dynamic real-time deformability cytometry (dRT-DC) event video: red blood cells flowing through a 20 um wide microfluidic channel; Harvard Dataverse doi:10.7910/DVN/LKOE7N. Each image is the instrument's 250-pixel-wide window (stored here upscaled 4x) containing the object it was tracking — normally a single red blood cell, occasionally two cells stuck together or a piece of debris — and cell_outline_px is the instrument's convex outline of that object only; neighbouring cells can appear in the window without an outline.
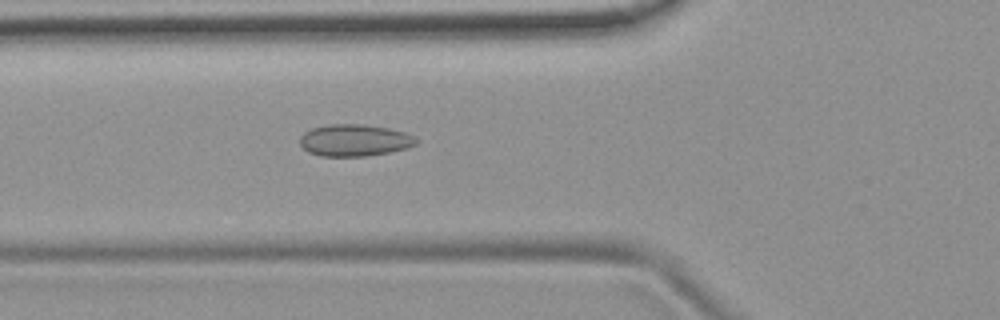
{"species": "common noctule bat (a hibernating species)", "species_latin": "Nyctalus noctula", "temperature_condition": "room temperature", "stored_images_in_passage": 35, "camera_frame_rate_fps": 3000, "um_per_image_px": 0.085, "animal": {"sex": "female", "body_mass_g": 19.9}, "frame": {"image": 1, "passage_image": 3, "time_ms": 0.667, "image_size_px": [1000, 320], "cell_outline_px": [[420, 140], [416, 144], [404, 148], [388, 152], [364, 156], [320, 156], [308, 152], [300, 144], [300, 136], [304, 132], [312, 128], [328, 124], [360, 124], [388, 128], [404, 132]], "centroid_in_image_um": [30.1, 11.92], "position_along_channel_um": 95.7, "area_um2": 21.44}}
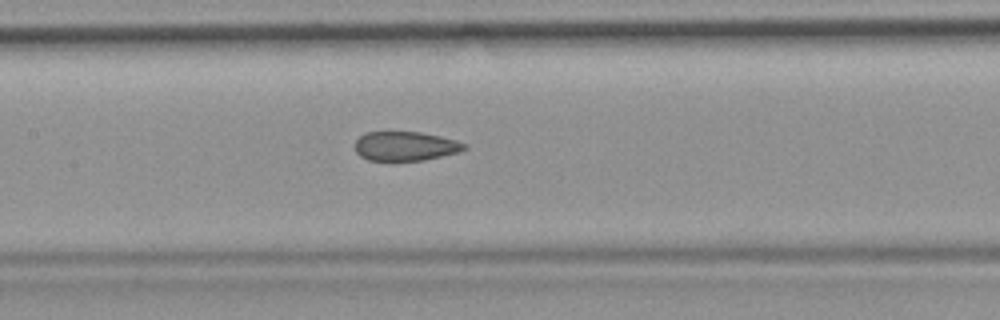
{"frame": {"image": 2, "passage_image": 9, "time_ms": 2.667, "image_size_px": [1000, 320], "cell_outline_px": [[468, 148], [460, 152], [424, 160], [368, 160], [360, 156], [356, 152], [356, 140], [360, 136], [368, 132], [420, 132], [440, 136], [456, 140], [468, 144]], "centroid_in_image_um": [34.5, 12.42], "position_along_channel_um": 172.9, "area_um2": 18.61}}
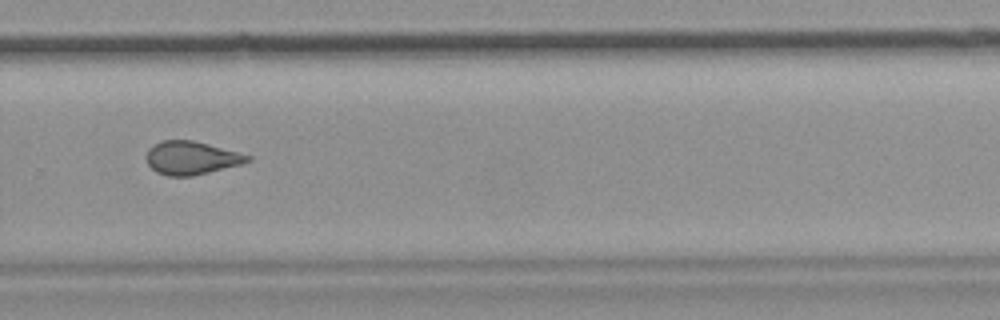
{"frame": {"image": 3, "passage_image": 20, "time_ms": 6.333, "image_size_px": [1000, 320], "cell_outline_px": [[252, 160], [244, 164], [192, 176], [168, 176], [156, 172], [148, 164], [148, 148], [152, 144], [164, 140], [192, 140], [208, 144], [252, 156]], "centroid_in_image_um": [16.29, 13.43], "position_along_channel_um": 313.5, "area_um2": 19.59}}